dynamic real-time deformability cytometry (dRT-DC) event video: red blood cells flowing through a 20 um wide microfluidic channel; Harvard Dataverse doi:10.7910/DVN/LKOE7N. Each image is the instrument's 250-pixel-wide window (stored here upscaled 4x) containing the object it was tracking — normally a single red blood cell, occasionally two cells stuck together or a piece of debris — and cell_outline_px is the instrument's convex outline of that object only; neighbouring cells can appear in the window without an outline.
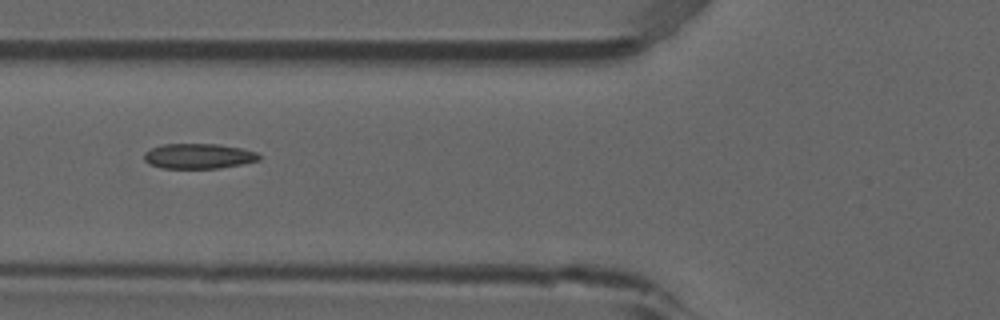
{"species": "common noctule bat (a hibernating species)", "species_latin": "Nyctalus noctula", "temperature_condition": "room temperature", "stored_images_in_passage": 8, "camera_frame_rate_fps": 3000, "um_per_image_px": 0.085, "animal": {"sex": "male", "forearm_length_mm": 52.5}, "frame": {"image": 1, "passage_image": 6, "time_ms": 1.667, "image_size_px": [1000, 320], "cell_outline_px": [[260, 160], [220, 168], [164, 168], [148, 164], [144, 160], [144, 152], [152, 148], [164, 144], [216, 144], [240, 148], [256, 152], [260, 156]], "centroid_in_image_um": [16.85, 13.27], "position_along_channel_um": 109.0, "area_um2": 16.7}}
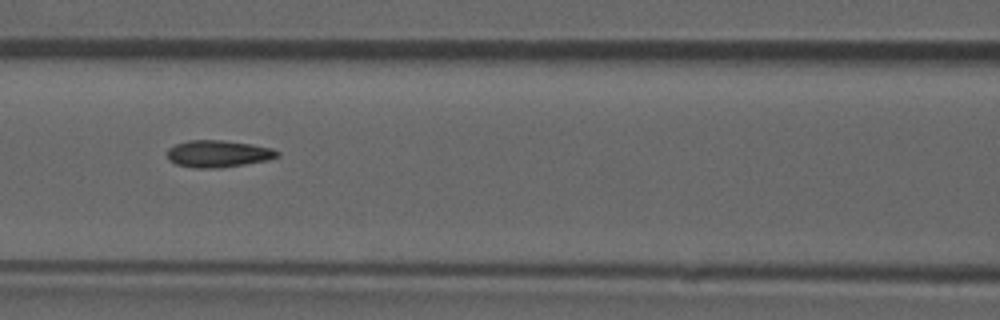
{"frame": {"image": 2, "passage_image": 7, "time_ms": 2.0, "image_size_px": [1000, 320], "cell_outline_px": [[280, 156], [268, 160], [244, 164], [216, 168], [196, 168], [176, 164], [168, 160], [168, 148], [176, 144], [188, 140], [220, 140], [248, 144], [272, 148], [280, 152]], "centroid_in_image_um": [18.54, 13.07], "position_along_channel_um": 148.1, "area_um2": 17.17}}